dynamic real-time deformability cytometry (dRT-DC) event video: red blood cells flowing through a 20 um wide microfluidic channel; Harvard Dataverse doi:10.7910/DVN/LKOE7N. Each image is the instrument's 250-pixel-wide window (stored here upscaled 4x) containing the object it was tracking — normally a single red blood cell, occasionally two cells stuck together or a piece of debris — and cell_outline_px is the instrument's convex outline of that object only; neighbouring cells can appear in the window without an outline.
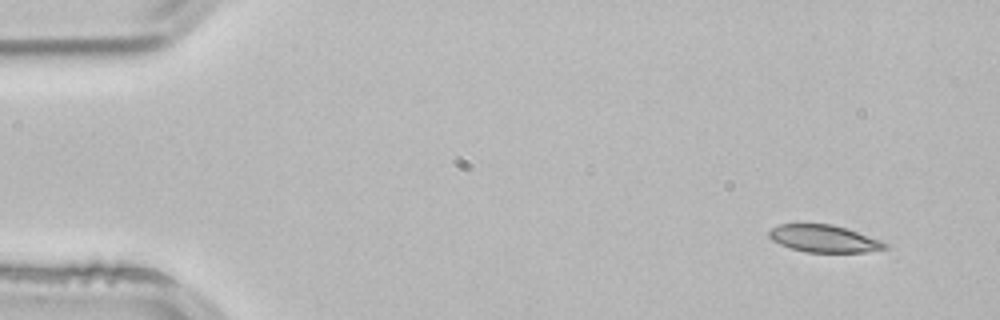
{"species": "common noctule bat (a hibernating species)", "species_latin": "Nyctalus noctula", "temperature_condition": "room temperature", "stored_images_in_passage": 3, "camera_frame_rate_fps": 3000, "um_per_image_px": 0.085, "animal": {"sex": "male", "body_mass_g": 21.5, "forearm_length_mm": 52.0}, "frame": {"image": 1, "passage_image": 1, "time_ms": 0.0, "image_size_px": [1000, 320], "cell_outline_px": [[888, 248], [864, 252], [804, 252], [780, 244], [772, 240], [768, 236], [768, 232], [772, 228], [780, 224], [832, 224], [856, 232], [888, 244]], "centroid_in_image_um": [69.98, 20.29], "position_along_channel_um": 15.0, "area_um2": 18.03}}
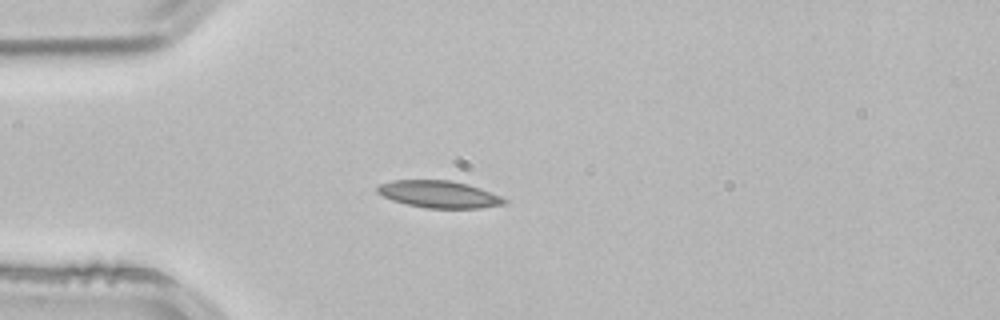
{"frame": {"image": 2, "passage_image": 3, "time_ms": 0.667, "image_size_px": [1000, 320], "cell_outline_px": [[508, 200], [504, 204], [480, 208], [424, 208], [392, 200], [376, 192], [376, 188], [380, 184], [392, 180], [452, 180], [480, 188], [500, 196]], "centroid_in_image_um": [37.3, 16.51], "position_along_channel_um": 47.7, "area_um2": 19.94}}